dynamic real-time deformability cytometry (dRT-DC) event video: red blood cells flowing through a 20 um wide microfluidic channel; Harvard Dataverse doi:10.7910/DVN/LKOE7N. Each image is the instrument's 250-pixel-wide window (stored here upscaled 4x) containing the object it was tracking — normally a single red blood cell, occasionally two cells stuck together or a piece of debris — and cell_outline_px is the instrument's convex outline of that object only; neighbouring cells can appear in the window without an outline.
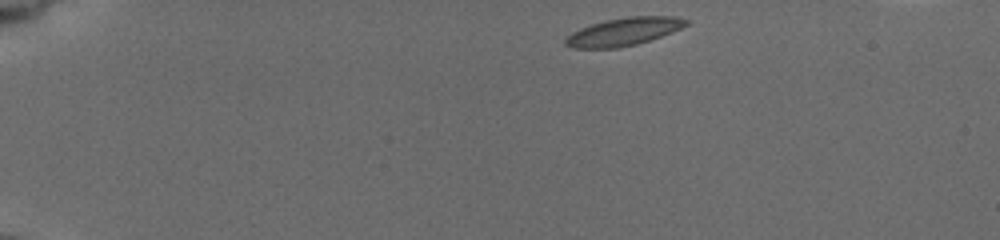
{"species": "common noctule bat (a hibernating species)", "species_latin": "Nyctalus noctula", "temperature_condition": "cold", "stored_images_in_passage": 24, "segment_of_instrument_passage": [1, 2], "camera_frame_rate_fps": 3000, "um_per_image_px": 0.085, "animal": {"sex": "female", "body_mass_g": 19.5, "forearm_length_mm": 54.1}, "frame": {"image": 1, "passage_image": 1, "time_ms": 0.0, "image_size_px": [1000, 240], "cell_outline_px": [[688, 24], [672, 32], [636, 44], [616, 48], [572, 48], [564, 44], [564, 40], [572, 32], [592, 24], [604, 20], [628, 16], [672, 16], [688, 20]], "centroid_in_image_um": [52.99, 2.69], "position_along_channel_um": 32.0, "area_um2": 19.36}}
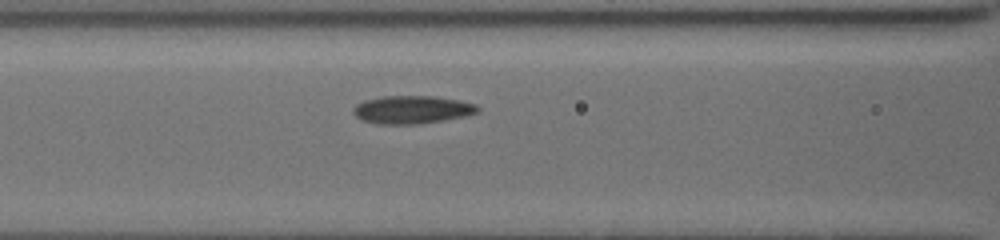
{"frame": {"image": 2, "passage_image": 11, "time_ms": 5.0, "image_size_px": [1000, 240], "cell_outline_px": [[480, 108], [476, 112], [460, 116], [440, 120], [416, 124], [380, 124], [364, 120], [356, 116], [352, 112], [352, 108], [356, 104], [364, 100], [384, 96], [436, 96], [476, 104]], "centroid_in_image_um": [34.95, 9.3], "position_along_channel_um": 131.6, "area_um2": 19.88}}
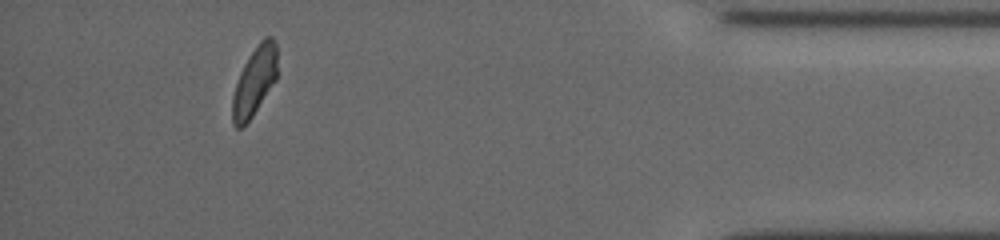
{"frame": {"image": 3, "passage_image": 21, "time_ms": 13.667, "image_size_px": [1000, 240], "cell_outline_px": [[276, 80], [252, 116], [240, 128], [236, 128], [232, 124], [232, 96], [240, 72], [248, 56], [260, 40], [264, 36], [272, 36], [276, 44]], "centroid_in_image_um": [21.62, 6.89], "position_along_channel_um": 413.6, "area_um2": 17.86}}